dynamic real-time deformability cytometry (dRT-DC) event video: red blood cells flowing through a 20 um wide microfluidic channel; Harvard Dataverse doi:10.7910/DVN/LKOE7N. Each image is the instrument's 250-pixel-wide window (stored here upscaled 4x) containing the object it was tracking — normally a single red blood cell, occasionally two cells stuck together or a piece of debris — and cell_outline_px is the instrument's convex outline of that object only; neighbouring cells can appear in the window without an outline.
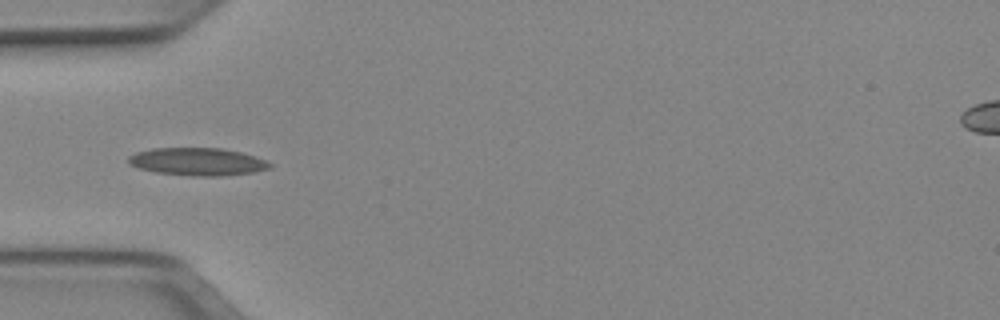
{"species": "Egyptian fruit bat (a non-hibernating species)", "species_latin": "Rousettus aegyptiacus", "temperature_condition": "cold", "stored_images_in_passage": 29, "camera_frame_rate_fps": 3000, "um_per_image_px": 0.085, "animal": {"sex": "female"}, "frame": {"image": 1, "passage_image": 1, "time_ms": 0.0, "image_size_px": [1000, 320], "cell_outline_px": [[272, 168], [252, 172], [220, 176], [192, 176], [156, 172], [140, 168], [128, 164], [128, 156], [136, 152], [152, 148], [220, 148], [240, 152], [256, 156], [268, 160], [272, 164]], "centroid_in_image_um": [16.81, 13.74], "position_along_channel_um": 68.2, "area_um2": 22.89}}
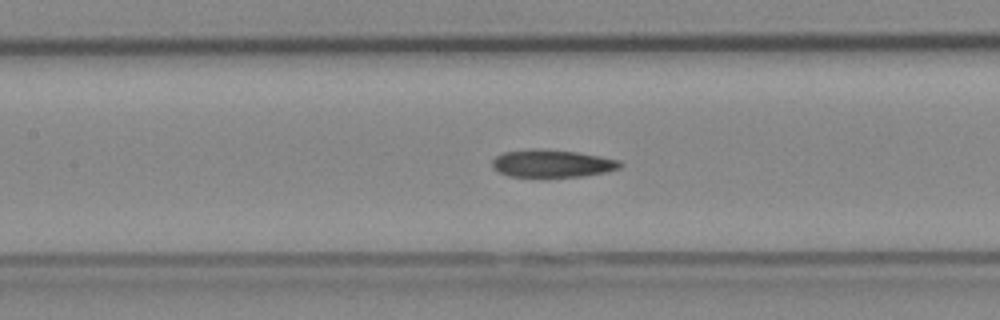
{"frame": {"image": 2, "passage_image": 8, "time_ms": 2.333, "image_size_px": [1000, 320], "cell_outline_px": [[624, 164], [620, 168], [608, 172], [584, 176], [508, 176], [492, 168], [492, 160], [496, 156], [504, 152], [532, 148], [536, 148], [576, 152], [600, 156], [620, 160]], "centroid_in_image_um": [46.96, 13.89], "position_along_channel_um": 160.4, "area_um2": 20.58}}
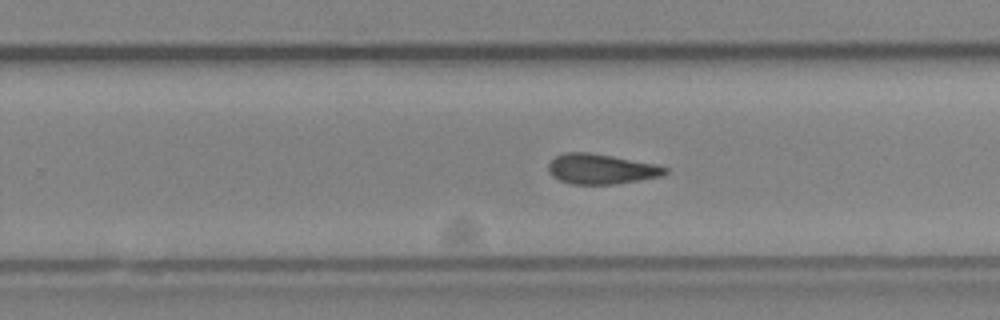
{"frame": {"image": 3, "passage_image": 17, "time_ms": 5.333, "image_size_px": [1000, 320], "cell_outline_px": [[668, 172], [664, 176], [616, 184], [572, 184], [560, 180], [552, 176], [548, 172], [548, 164], [556, 156], [568, 152], [588, 152], [660, 164], [668, 168]], "centroid_in_image_um": [51.15, 14.37], "position_along_channel_um": 278.6, "area_um2": 20.69}, "authors_computed_cell_mechanics": {"area_um2": 20.808, "velocity_mm_per_s": 3.9523, "shape_relaxation_time_tau1_ms": null, "shape_relaxation_time_tau2_ms": 4.1485, "deformation_change_tau1": null, "deformation_change_tau2": 0.1244}}